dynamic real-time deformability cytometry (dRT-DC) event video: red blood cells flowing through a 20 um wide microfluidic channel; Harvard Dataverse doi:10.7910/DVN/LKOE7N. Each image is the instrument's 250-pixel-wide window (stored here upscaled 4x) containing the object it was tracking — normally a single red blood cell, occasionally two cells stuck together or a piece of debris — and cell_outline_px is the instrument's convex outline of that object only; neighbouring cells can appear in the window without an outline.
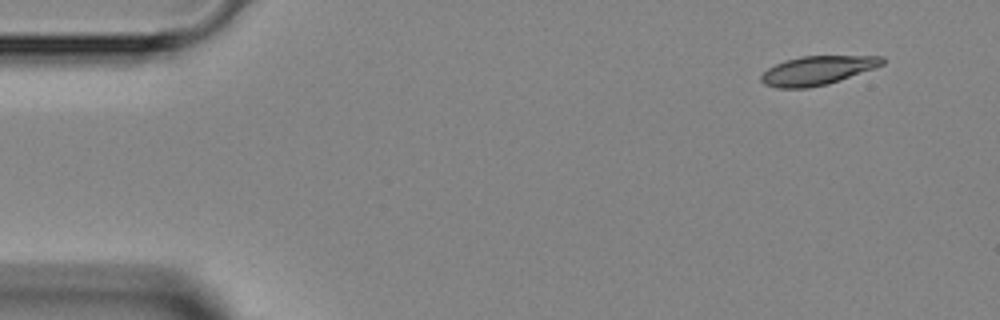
{"species": "Egyptian fruit bat (a non-hibernating species)", "species_latin": "Rousettus aegyptiacus", "temperature_condition": "room temperature", "stored_images_in_passage": 3, "camera_frame_rate_fps": 3000, "um_per_image_px": 0.085, "animal": {"sex": "female"}, "frame": {"image": 1, "passage_image": 1, "time_ms": 0.0, "image_size_px": [1000, 320], "cell_outline_px": [[884, 64], [876, 68], [828, 84], [808, 88], [776, 88], [764, 84], [760, 80], [760, 76], [768, 68], [784, 60], [800, 56], [884, 56]], "centroid_in_image_um": [69.47, 5.99], "position_along_channel_um": 15.5, "area_um2": 20.52}}
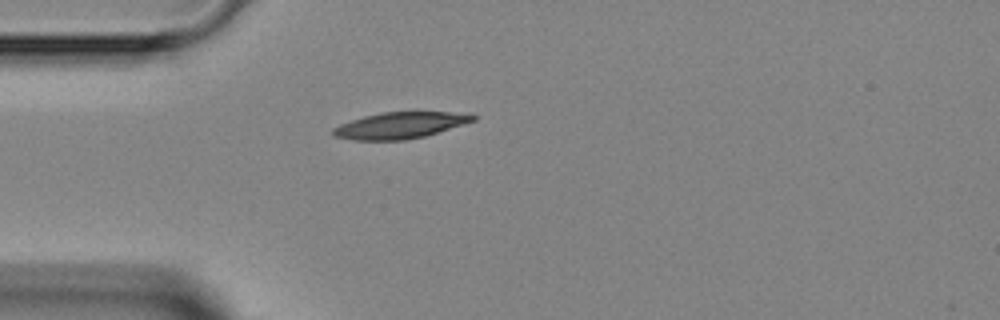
{"frame": {"image": 2, "passage_image": 3, "time_ms": 3.0, "image_size_px": [1000, 320], "cell_outline_px": [[480, 116], [476, 120], [464, 124], [424, 136], [404, 140], [352, 140], [332, 136], [332, 128], [340, 124], [364, 116], [384, 112], [416, 108], [468, 112]], "centroid_in_image_um": [34.14, 10.58], "position_along_channel_um": 50.9, "area_um2": 22.83}}